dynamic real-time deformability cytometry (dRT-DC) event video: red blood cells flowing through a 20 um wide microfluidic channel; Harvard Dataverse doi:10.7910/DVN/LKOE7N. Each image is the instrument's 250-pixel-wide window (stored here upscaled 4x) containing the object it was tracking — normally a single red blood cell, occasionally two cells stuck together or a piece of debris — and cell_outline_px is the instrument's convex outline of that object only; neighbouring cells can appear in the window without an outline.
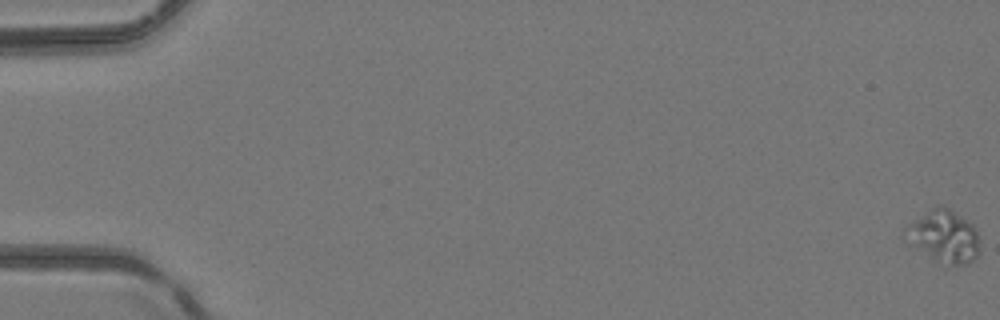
{"species": "common noctule bat (a hibernating species)", "species_latin": "Nyctalus noctula", "temperature_condition": "room temperature", "stored_images_in_passage": 54, "camera_frame_rate_fps": 3000, "um_per_image_px": 0.085, "animal": {"sex": "female", "body_mass_g": 24.6, "forearm_length_mm": 56.2}, "frame": {"image": 1, "passage_image": 1, "time_ms": 0.0, "image_size_px": [1000, 320], "cell_outline_px": [[980, 252], [968, 264], [944, 268], [908, 244], [904, 228], [908, 224], [936, 204], [944, 204], [972, 224], [976, 228], [980, 248]], "centroid_in_image_um": [80.22, 20.13], "position_along_channel_um": 4.8, "area_um2": 23.58}}
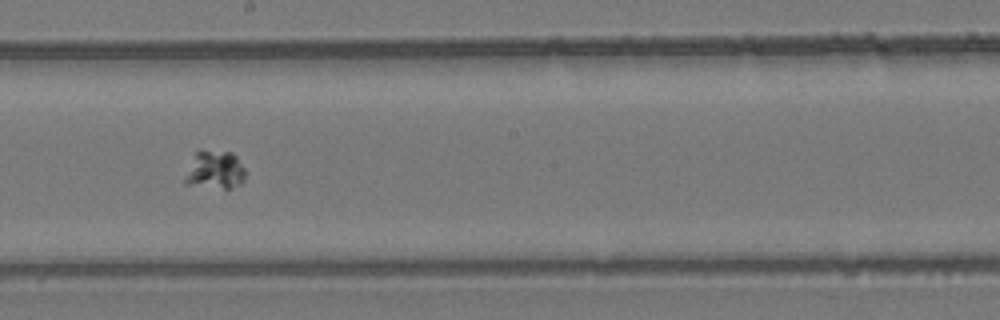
{"frame": {"image": 2, "passage_image": 31, "time_ms": 10.0, "image_size_px": [1000, 320], "cell_outline_px": [[244, 180], [240, 184], [232, 188], [224, 188], [184, 184], [184, 176], [196, 152], [200, 148], [232, 152], [236, 156], [244, 168]], "centroid_in_image_um": [18.25, 14.41], "position_along_channel_um": 229.9, "area_um2": 13.58}}
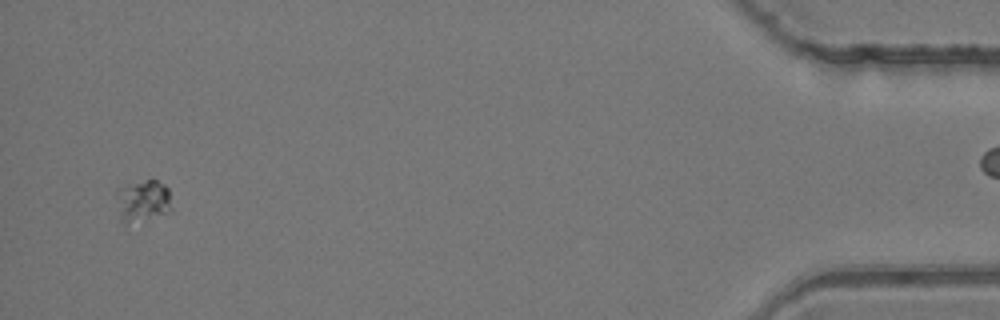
{"frame": {"image": 3, "passage_image": 51, "time_ms": 16.667, "image_size_px": [1000, 320], "cell_outline_px": [[172, 212], [124, 224], [120, 220], [116, 192], [116, 188], [152, 176], [164, 184], [168, 188], [172, 208]], "centroid_in_image_um": [12.16, 17.01], "position_along_channel_um": 423.0, "area_um2": 13.93}}